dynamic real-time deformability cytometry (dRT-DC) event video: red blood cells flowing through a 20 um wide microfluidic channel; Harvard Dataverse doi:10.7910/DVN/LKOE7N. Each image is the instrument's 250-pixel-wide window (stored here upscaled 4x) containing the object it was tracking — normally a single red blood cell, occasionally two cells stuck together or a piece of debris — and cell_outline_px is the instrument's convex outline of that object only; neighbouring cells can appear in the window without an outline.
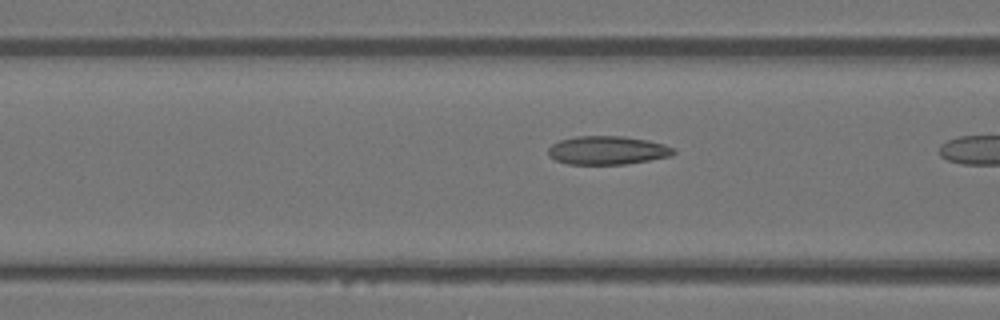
{"species": "Egyptian fruit bat (a non-hibernating species)", "species_latin": "Rousettus aegyptiacus", "temperature_condition": "warm", "stored_images_in_passage": 13, "camera_frame_rate_fps": 3000, "um_per_image_px": 0.085, "animal": {"sex": "female"}, "frame": {"image": 1, "passage_image": 11, "time_ms": 3.333, "image_size_px": [1000, 320], "cell_outline_px": [[676, 152], [672, 156], [628, 164], [568, 164], [556, 160], [548, 156], [548, 148], [552, 144], [560, 140], [576, 136], [624, 136], [648, 140], [664, 144], [676, 148]], "centroid_in_image_um": [51.66, 12.77], "position_along_channel_um": 114.9, "area_um2": 21.04}}